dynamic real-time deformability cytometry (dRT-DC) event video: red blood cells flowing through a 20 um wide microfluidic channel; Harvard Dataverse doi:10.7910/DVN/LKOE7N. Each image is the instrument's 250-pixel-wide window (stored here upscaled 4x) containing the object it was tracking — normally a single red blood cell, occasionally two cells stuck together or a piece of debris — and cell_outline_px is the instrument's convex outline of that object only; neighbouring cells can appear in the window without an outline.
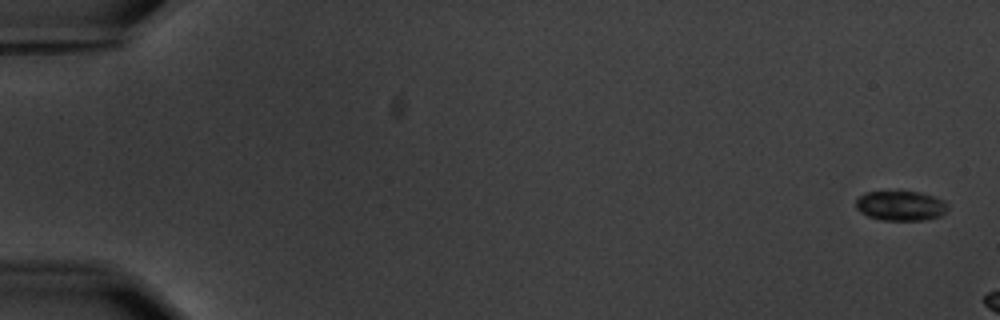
{"species": "common noctule bat (a hibernating species)", "species_latin": "Nyctalus noctula", "temperature_condition": "warm", "stored_images_in_passage": 3, "camera_frame_rate_fps": 3000, "um_per_image_px": 0.085, "animal": {"sex": "male", "body_mass_g": 20.1, "forearm_length_mm": 53.5}, "frame": {"image": 1, "passage_image": 1, "time_ms": 0.0, "image_size_px": [1000, 320], "cell_outline_px": [[948, 208], [940, 216], [924, 220], [880, 220], [868, 216], [860, 212], [856, 208], [856, 200], [864, 192], [920, 192], [944, 200], [948, 204]], "centroid_in_image_um": [76.55, 17.49], "position_along_channel_um": 8.4, "area_um2": 15.9}}